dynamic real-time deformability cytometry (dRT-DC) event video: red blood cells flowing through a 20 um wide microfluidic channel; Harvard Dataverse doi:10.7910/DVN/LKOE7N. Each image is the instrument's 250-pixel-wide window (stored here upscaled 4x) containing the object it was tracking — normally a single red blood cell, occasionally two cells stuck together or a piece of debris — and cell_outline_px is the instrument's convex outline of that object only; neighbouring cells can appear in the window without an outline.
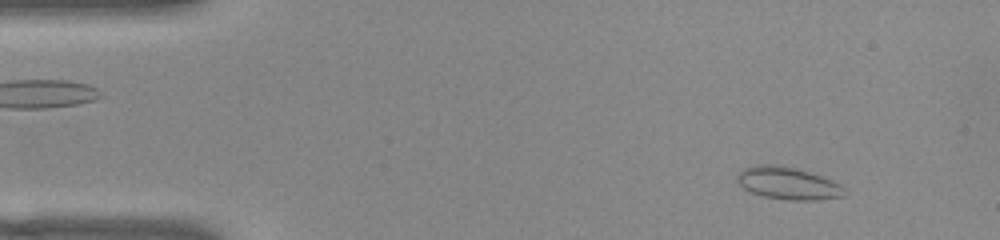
{"species": "common noctule bat (a hibernating species)", "species_latin": "Nyctalus noctula", "temperature_condition": "warm", "stored_images_in_passage": 52, "camera_frame_rate_fps": 3000, "um_per_image_px": 0.085, "animal": {"sex": "female", "body_mass_g": 22.0, "forearm_length_mm": 56.7}, "frame": {"image": 1, "passage_image": 5, "time_ms": 1.333, "image_size_px": [1000, 240], "cell_outline_px": [[844, 196], [816, 200], [788, 200], [764, 196], [752, 192], [744, 188], [736, 180], [736, 176], [744, 168], [756, 164], [780, 164], [796, 168], [832, 180], [840, 184], [844, 188]], "centroid_in_image_um": [66.96, 15.56], "position_along_channel_um": 18.0, "area_um2": 20.17}}
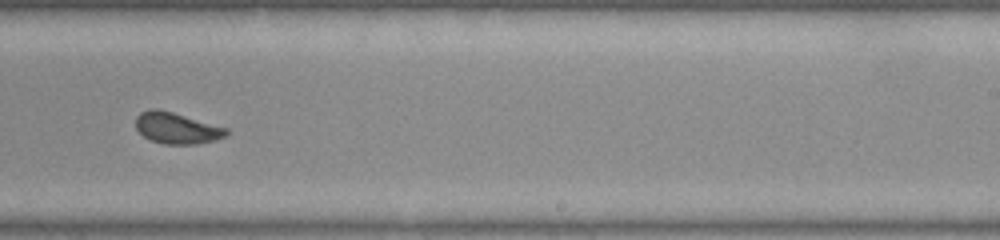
{"frame": {"image": 2, "passage_image": 32, "time_ms": 10.333, "image_size_px": [1000, 240], "cell_outline_px": [[228, 136], [216, 140], [196, 144], [164, 144], [152, 140], [144, 136], [136, 128], [136, 116], [140, 112], [152, 108], [156, 108], [172, 112], [228, 128]], "centroid_in_image_um": [15.04, 10.89], "position_along_channel_um": 274.0, "area_um2": 16.47}}
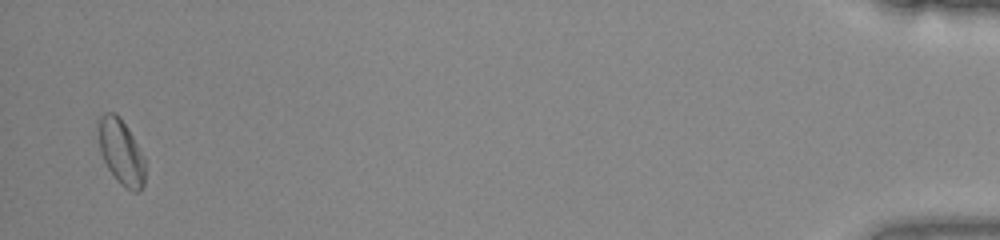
{"frame": {"image": 3, "passage_image": 51, "time_ms": 16.667, "image_size_px": [1000, 240], "cell_outline_px": [[144, 184], [140, 192], [132, 192], [124, 188], [116, 180], [108, 168], [100, 152], [100, 116], [104, 112], [116, 112], [120, 116], [128, 128], [144, 156]], "centroid_in_image_um": [10.32, 12.95], "position_along_channel_um": 424.9, "area_um2": 17.69}, "authors_computed_cell_mechanics": {"area_um2": 16.9643, "velocity_mm_per_s": 3.8358, "shape_relaxation_time_tau1_ms": 7.4198, "shape_relaxation_time_tau2_ms": 0.8338, "deformation_change_tau1": 0.1174, "deformation_change_tau2": 0.0546}}